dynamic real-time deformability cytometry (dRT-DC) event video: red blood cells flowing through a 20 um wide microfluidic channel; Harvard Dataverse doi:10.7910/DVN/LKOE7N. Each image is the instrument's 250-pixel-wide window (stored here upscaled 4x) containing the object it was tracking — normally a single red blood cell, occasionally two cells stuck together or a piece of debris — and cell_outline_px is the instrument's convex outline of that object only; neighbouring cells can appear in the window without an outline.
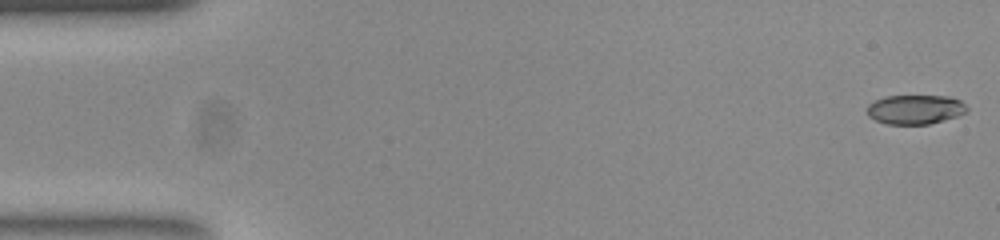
{"species": "common noctule bat (a hibernating species)", "species_latin": "Nyctalus noctula", "temperature_condition": "room temperature", "stored_images_in_passage": 54, "camera_frame_rate_fps": 3000, "um_per_image_px": 0.085, "animal": {"sex": "female", "body_mass_g": 23.0, "forearm_length_mm": 53.4}, "frame": {"image": 1, "passage_image": 1, "time_ms": 0.0, "image_size_px": [1000, 240], "cell_outline_px": [[968, 112], [956, 116], [928, 124], [888, 124], [876, 120], [868, 116], [868, 104], [884, 96], [948, 96], [960, 100], [968, 108]], "centroid_in_image_um": [77.8, 9.29], "position_along_channel_um": 7.2, "area_um2": 16.94}}
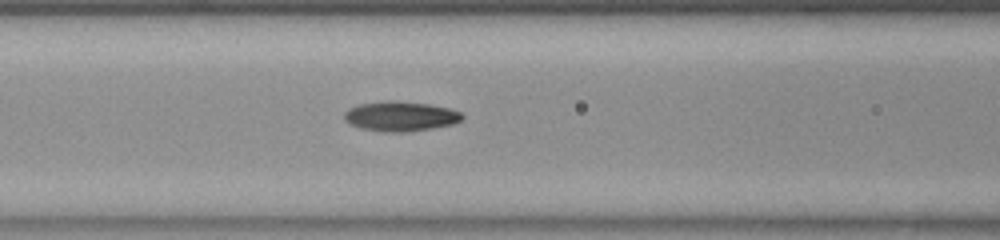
{"frame": {"image": 2, "passage_image": 22, "time_ms": 7.0, "image_size_px": [1000, 240], "cell_outline_px": [[464, 116], [460, 120], [452, 124], [432, 128], [404, 132], [384, 132], [360, 128], [348, 124], [344, 120], [344, 112], [348, 108], [360, 104], [388, 100], [396, 100], [428, 104], [452, 108], [460, 112]], "centroid_in_image_um": [34.01, 9.88], "position_along_channel_um": 132.6, "area_um2": 20.63}}
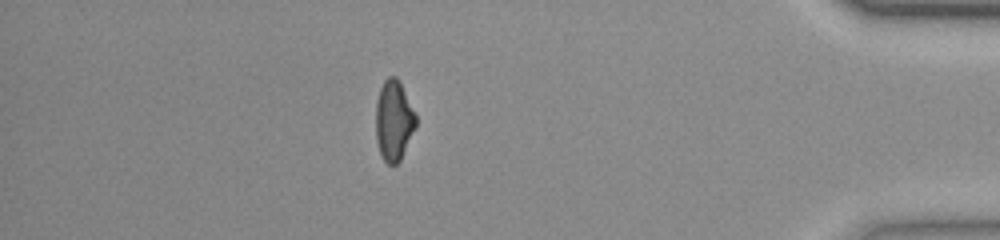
{"frame": {"image": 3, "passage_image": 47, "time_ms": 15.333, "image_size_px": [1000, 240], "cell_outline_px": [[416, 124], [400, 160], [396, 164], [388, 164], [380, 156], [376, 140], [376, 100], [380, 88], [384, 80], [388, 76], [396, 76], [400, 80], [416, 116]], "centroid_in_image_um": [33.44, 10.22], "position_along_channel_um": 401.8, "area_um2": 18.73}, "authors_computed_cell_mechanics": {"area_um2": 19.0162, "velocity_mm_per_s": 3.7838, "shape_relaxation_time_tau1_ms": 4.2681, "shape_relaxation_time_tau2_ms": 2.6383, "deformation_change_tau1": 0.181, "deformation_change_tau2": 0.0845}}